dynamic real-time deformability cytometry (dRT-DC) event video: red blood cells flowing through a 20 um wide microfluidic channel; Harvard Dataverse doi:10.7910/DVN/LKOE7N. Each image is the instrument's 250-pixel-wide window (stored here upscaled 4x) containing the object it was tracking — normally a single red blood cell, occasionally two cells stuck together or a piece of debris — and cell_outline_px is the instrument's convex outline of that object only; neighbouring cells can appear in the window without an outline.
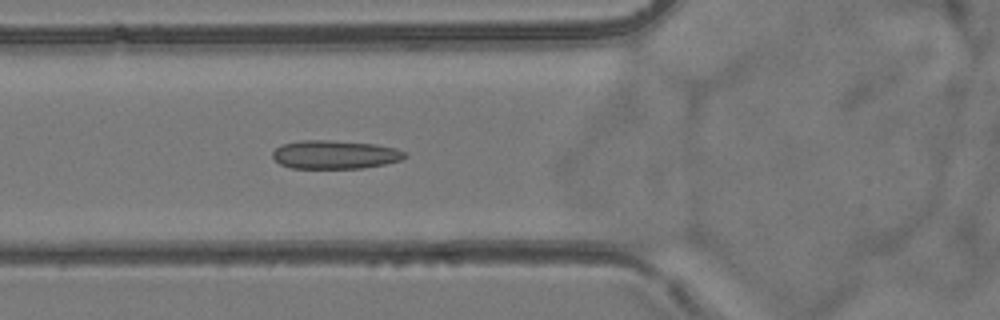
{"species": "common noctule bat (a hibernating species)", "species_latin": "Nyctalus noctula", "temperature_condition": "room temperature", "stored_images_in_passage": 6, "camera_frame_rate_fps": 3000, "um_per_image_px": 0.085, "animal": {"sex": "female", "body_mass_g": 24.6, "forearm_length_mm": 56.2}, "frame": {"image": 1, "passage_image": 6, "time_ms": 5.667, "image_size_px": [1000, 320], "cell_outline_px": [[408, 156], [400, 160], [384, 164], [360, 168], [292, 168], [280, 164], [272, 156], [272, 152], [280, 144], [300, 140], [332, 140], [376, 144], [396, 148], [404, 152]], "centroid_in_image_um": [28.45, 13.13], "position_along_channel_um": 97.4, "area_um2": 22.02}}